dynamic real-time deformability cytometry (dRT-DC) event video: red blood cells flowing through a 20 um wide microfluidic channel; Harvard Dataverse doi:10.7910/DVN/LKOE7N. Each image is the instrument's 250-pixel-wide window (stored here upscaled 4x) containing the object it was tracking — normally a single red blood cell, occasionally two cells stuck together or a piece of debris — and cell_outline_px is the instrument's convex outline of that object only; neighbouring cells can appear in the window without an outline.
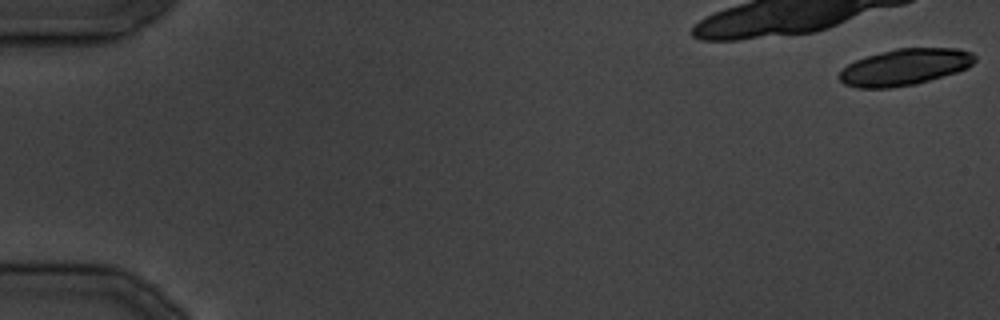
{"species": "common noctule bat (a hibernating species)", "species_latin": "Nyctalus noctula", "temperature_condition": "cold", "stored_images_in_passage": 16, "camera_frame_rate_fps": 3000, "um_per_image_px": 0.085, "animal": {"sex": "male", "body_mass_g": 19.5, "forearm_length_mm": 54.6}, "frame": {"image": 1, "passage_image": 1, "time_ms": 0.0, "image_size_px": [1000, 320], "cell_outline_px": [[976, 60], [968, 68], [956, 72], [916, 84], [892, 88], [856, 88], [844, 84], [836, 76], [848, 64], [856, 60], [868, 56], [896, 48], [956, 48], [972, 52], [976, 56]], "centroid_in_image_um": [76.91, 5.71], "position_along_channel_um": 8.1, "area_um2": 28.84}}